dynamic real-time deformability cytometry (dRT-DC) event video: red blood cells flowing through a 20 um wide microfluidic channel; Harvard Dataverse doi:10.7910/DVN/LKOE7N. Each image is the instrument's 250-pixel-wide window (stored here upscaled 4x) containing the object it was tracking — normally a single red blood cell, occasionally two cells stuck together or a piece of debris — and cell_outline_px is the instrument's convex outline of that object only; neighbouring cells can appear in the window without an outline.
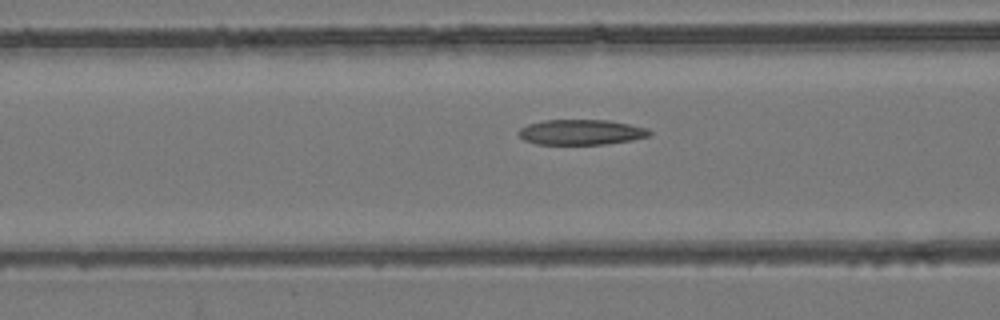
{"species": "common noctule bat (a hibernating species)", "species_latin": "Nyctalus noctula", "temperature_condition": "room temperature", "stored_images_in_passage": 50, "camera_frame_rate_fps": 3000, "um_per_image_px": 0.085, "animal": {"sex": "female", "body_mass_g": 24.6, "forearm_length_mm": 56.2}, "frame": {"image": 1, "passage_image": 18, "time_ms": 5.667, "image_size_px": [1000, 320], "cell_outline_px": [[652, 136], [632, 140], [608, 144], [536, 144], [524, 140], [516, 132], [520, 128], [528, 124], [544, 120], [608, 120], [648, 128], [652, 132]], "centroid_in_image_um": [49.42, 11.24], "position_along_channel_um": 117.2, "area_um2": 19.42}}
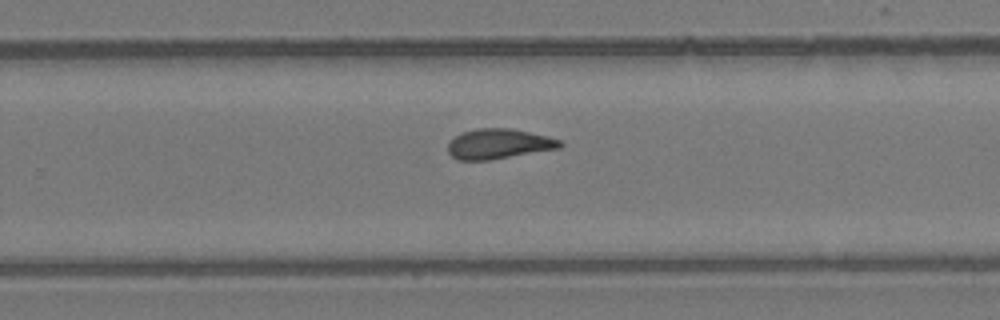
{"frame": {"image": 2, "passage_image": 31, "time_ms": 10.0, "image_size_px": [1000, 320], "cell_outline_px": [[564, 144], [560, 148], [492, 160], [456, 160], [448, 152], [448, 144], [460, 132], [476, 128], [512, 128], [548, 136], [560, 140]], "centroid_in_image_um": [42.4, 12.23], "position_along_channel_um": 287.4, "area_um2": 19.83}}
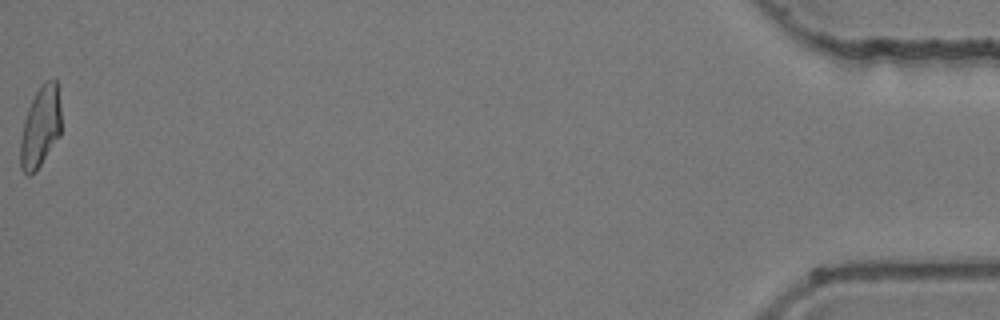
{"frame": {"image": 3, "passage_image": 50, "time_ms": 16.333, "image_size_px": [1000, 320], "cell_outline_px": [[60, 136], [36, 172], [28, 176], [20, 168], [20, 140], [24, 120], [28, 108], [40, 84], [44, 80], [56, 80], [60, 108]], "centroid_in_image_um": [3.42, 10.82], "position_along_channel_um": 431.8, "area_um2": 19.31}, "authors_computed_cell_mechanics": {"area_um2": 19.8254, "velocity_mm_per_s": 3.9319, "shape_relaxation_time_tau1_ms": 10.7347, "shape_relaxation_time_tau2_ms": 3.3889, "deformation_change_tau1": 0.2584, "deformation_change_tau2": 0.1195}}